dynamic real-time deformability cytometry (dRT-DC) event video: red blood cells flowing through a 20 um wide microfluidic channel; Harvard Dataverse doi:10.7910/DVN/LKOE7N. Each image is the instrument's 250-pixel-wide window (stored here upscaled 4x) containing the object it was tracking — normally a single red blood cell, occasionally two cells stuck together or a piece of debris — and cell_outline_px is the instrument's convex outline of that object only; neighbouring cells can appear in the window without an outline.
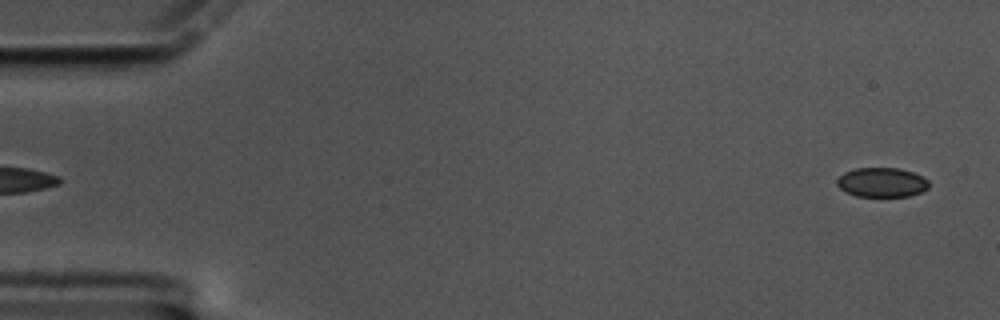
{"species": "common noctule bat (a hibernating species)", "species_latin": "Nyctalus noctula", "temperature_condition": "cold", "stored_images_in_passage": 11, "camera_frame_rate_fps": 3000, "um_per_image_px": 0.085, "animal": {"sex": "male", "body_mass_g": 17.5, "forearm_length_mm": 52.3}, "frame": {"image": 1, "passage_image": 2, "time_ms": 0.333, "image_size_px": [1000, 320], "cell_outline_px": [[928, 188], [920, 192], [908, 196], [856, 196], [840, 188], [836, 184], [836, 180], [844, 172], [856, 168], [900, 168], [924, 176], [928, 180]], "centroid_in_image_um": [74.96, 15.49], "position_along_channel_um": 10.0, "area_um2": 15.72}}